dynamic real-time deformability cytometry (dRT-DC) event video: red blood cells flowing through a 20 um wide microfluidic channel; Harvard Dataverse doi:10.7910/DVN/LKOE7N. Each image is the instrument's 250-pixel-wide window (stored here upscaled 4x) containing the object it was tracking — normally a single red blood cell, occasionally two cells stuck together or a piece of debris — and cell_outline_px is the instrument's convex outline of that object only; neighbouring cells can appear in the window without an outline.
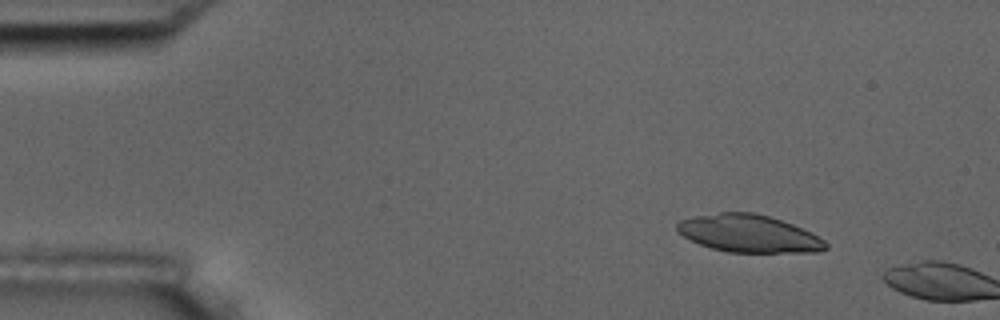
{"species": "common noctule bat (a hibernating species)", "species_latin": "Nyctalus noctula", "temperature_condition": "room temperature", "stored_images_in_passage": 2, "camera_frame_rate_fps": 3000, "um_per_image_px": 0.085, "animal": {"sex": "male", "body_mass_g": 17.5, "forearm_length_mm": 52.3}, "frame": {"image": 1, "passage_image": 1, "time_ms": 0.0, "image_size_px": [1000, 320], "cell_outline_px": [[828, 248], [816, 252], [728, 252], [712, 248], [700, 244], [684, 236], [676, 228], [676, 224], [680, 220], [692, 216], [720, 212], [752, 212], [768, 216], [792, 224], [824, 240], [828, 244]], "centroid_in_image_um": [63.62, 19.85], "position_along_channel_um": 21.4, "area_um2": 32.14}}